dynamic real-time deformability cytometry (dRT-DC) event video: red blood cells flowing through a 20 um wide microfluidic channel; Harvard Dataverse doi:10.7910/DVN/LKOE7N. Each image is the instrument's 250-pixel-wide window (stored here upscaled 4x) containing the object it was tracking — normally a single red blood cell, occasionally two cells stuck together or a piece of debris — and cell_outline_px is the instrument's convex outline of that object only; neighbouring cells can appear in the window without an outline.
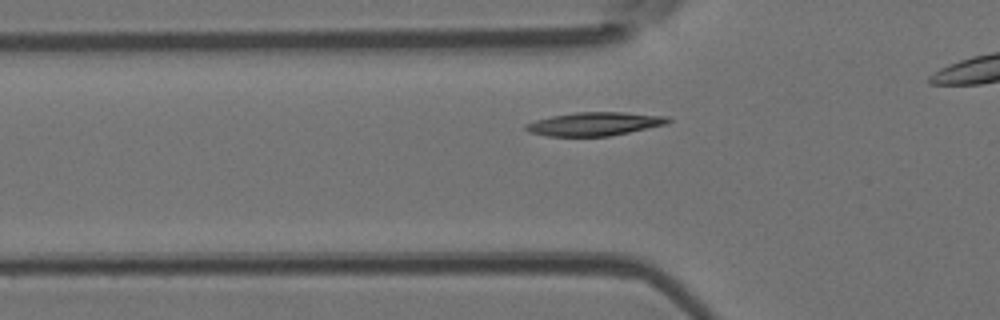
{"species": "Egyptian fruit bat (a non-hibernating species)", "species_latin": "Rousettus aegyptiacus", "temperature_condition": "room temperature", "stored_images_in_passage": 33, "camera_frame_rate_fps": 3000, "um_per_image_px": 0.085, "animal": {"sex": "female"}, "frame": {"image": 1, "passage_image": 9, "time_ms": 2.667, "image_size_px": [1000, 320], "cell_outline_px": [[672, 120], [668, 124], [608, 136], [548, 136], [528, 132], [524, 128], [524, 124], [536, 120], [552, 116], [576, 112], [624, 112], [668, 116]], "centroid_in_image_um": [50.54, 10.53], "position_along_channel_um": 75.3, "area_um2": 19.48}}
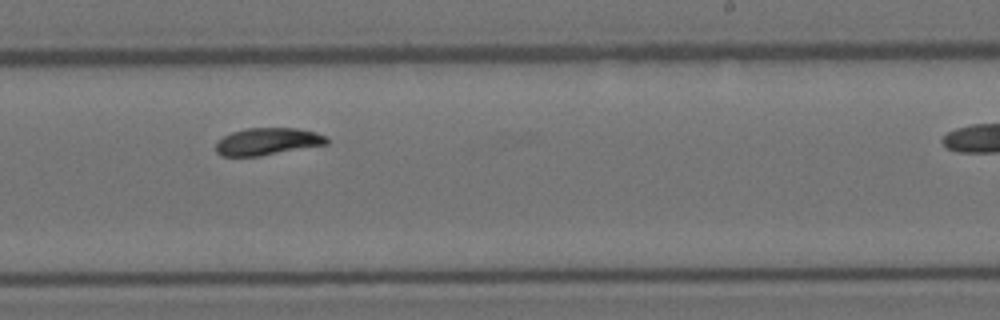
{"frame": {"image": 2, "passage_image": 23, "time_ms": 7.333, "image_size_px": [1000, 320], "cell_outline_px": [[328, 144], [260, 156], [220, 156], [216, 152], [216, 140], [232, 132], [248, 128], [296, 128], [316, 132], [328, 136]], "centroid_in_image_um": [22.74, 12.03], "position_along_channel_um": 266.3, "area_um2": 17.69}}
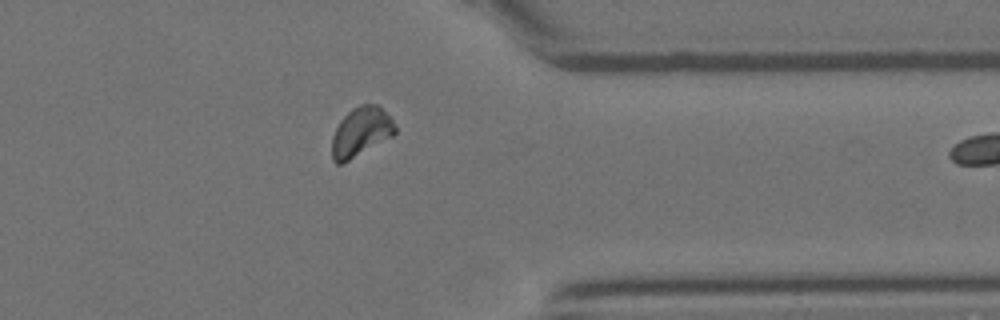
{"frame": {"image": 3, "passage_image": 32, "time_ms": 10.333, "image_size_px": [1000, 320], "cell_outline_px": [[396, 132], [392, 136], [344, 164], [336, 164], [332, 160], [332, 136], [340, 120], [352, 108], [360, 104], [376, 104], [392, 120], [396, 128]], "centroid_in_image_um": [30.64, 11.24], "position_along_channel_um": 380.8, "area_um2": 18.09}}